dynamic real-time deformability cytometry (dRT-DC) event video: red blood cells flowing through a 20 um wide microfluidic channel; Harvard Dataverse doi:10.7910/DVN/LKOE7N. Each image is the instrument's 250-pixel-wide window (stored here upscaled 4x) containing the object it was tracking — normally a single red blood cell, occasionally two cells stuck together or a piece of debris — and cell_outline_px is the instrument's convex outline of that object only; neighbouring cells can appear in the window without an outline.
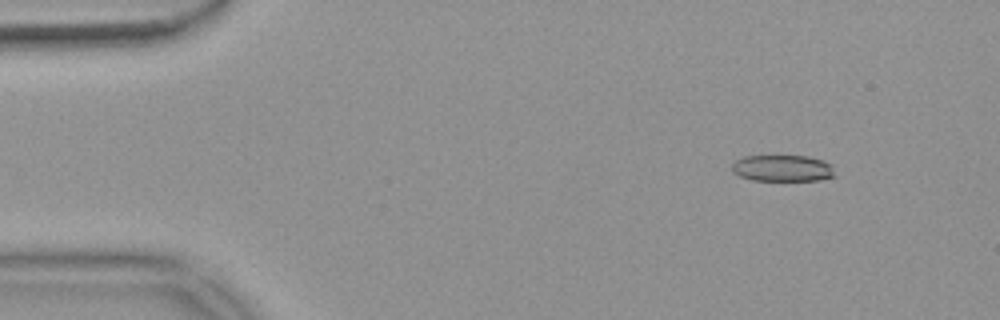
{"species": "common noctule bat (a hibernating species)", "species_latin": "Nyctalus noctula", "temperature_condition": "warm", "stored_images_in_passage": 33, "camera_frame_rate_fps": 3000, "um_per_image_px": 0.085, "animal": {"sex": "female", "body_mass_g": 18.4}, "frame": {"image": 1, "passage_image": 7, "time_ms": 2.0, "image_size_px": [1000, 320], "cell_outline_px": [[836, 176], [820, 180], [752, 180], [740, 176], [732, 172], [732, 164], [736, 160], [744, 156], [808, 156], [824, 160], [832, 164]], "centroid_in_image_um": [66.55, 14.29], "position_along_channel_um": 18.4, "area_um2": 16.01}}
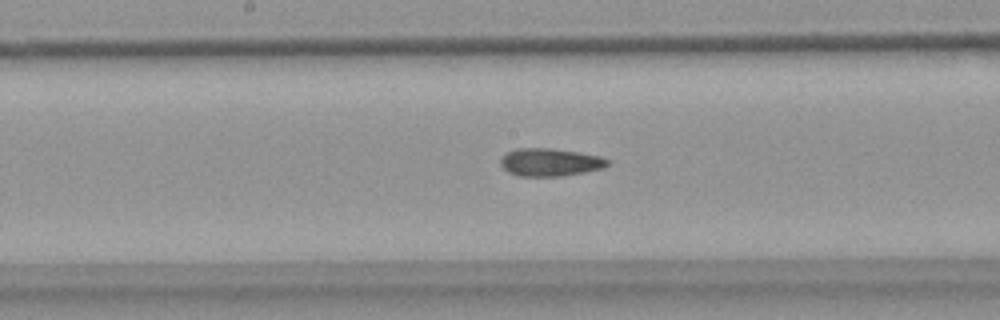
{"frame": {"image": 2, "passage_image": 29, "time_ms": 9.333, "image_size_px": [1000, 320], "cell_outline_px": [[608, 164], [604, 168], [564, 176], [520, 176], [508, 172], [500, 164], [500, 160], [508, 152], [516, 148], [552, 148], [600, 156], [608, 160]], "centroid_in_image_um": [46.75, 13.79], "position_along_channel_um": 201.5, "area_um2": 17.22}}
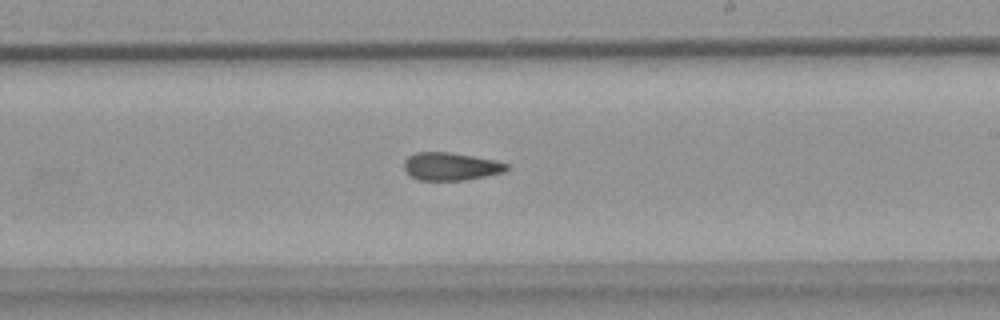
{"frame": {"image": 3, "passage_image": 33, "time_ms": 10.667, "image_size_px": [1000, 320], "cell_outline_px": [[508, 168], [504, 172], [468, 180], [420, 180], [412, 176], [404, 168], [404, 160], [408, 156], [416, 152], [448, 152], [496, 160], [508, 164]], "centroid_in_image_um": [38.33, 14.14], "position_along_channel_um": 250.7, "area_um2": 16.59}}